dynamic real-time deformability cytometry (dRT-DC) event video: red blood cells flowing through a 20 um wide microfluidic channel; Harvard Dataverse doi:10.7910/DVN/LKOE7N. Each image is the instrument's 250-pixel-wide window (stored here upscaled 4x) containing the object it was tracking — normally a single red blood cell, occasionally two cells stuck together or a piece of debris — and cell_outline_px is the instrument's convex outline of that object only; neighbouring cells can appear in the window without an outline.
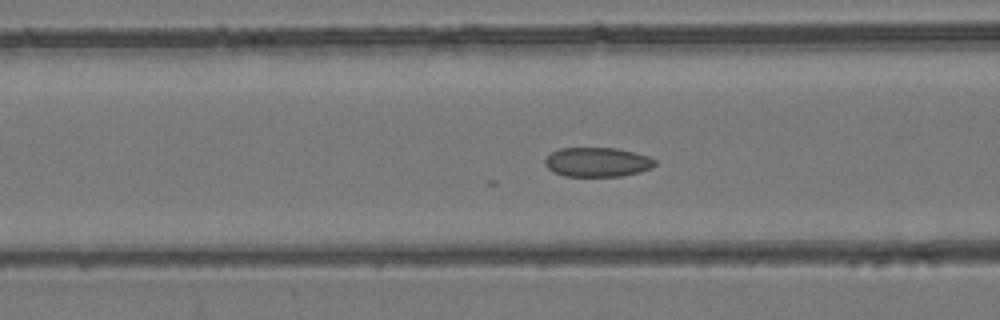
{"species": "common noctule bat (a hibernating species)", "species_latin": "Nyctalus noctula", "temperature_condition": "room temperature", "stored_images_in_passage": 53, "camera_frame_rate_fps": 3000, "um_per_image_px": 0.085, "animal": {"sex": "female", "body_mass_g": 24.6, "forearm_length_mm": 56.2}, "frame": {"image": 1, "passage_image": 21, "time_ms": 6.667, "image_size_px": [1000, 320], "cell_outline_px": [[656, 164], [652, 168], [640, 172], [620, 176], [564, 176], [552, 172], [544, 164], [544, 160], [552, 152], [560, 148], [616, 148], [648, 156], [656, 160]], "centroid_in_image_um": [50.76, 13.78], "position_along_channel_um": 115.8, "area_um2": 18.84}}
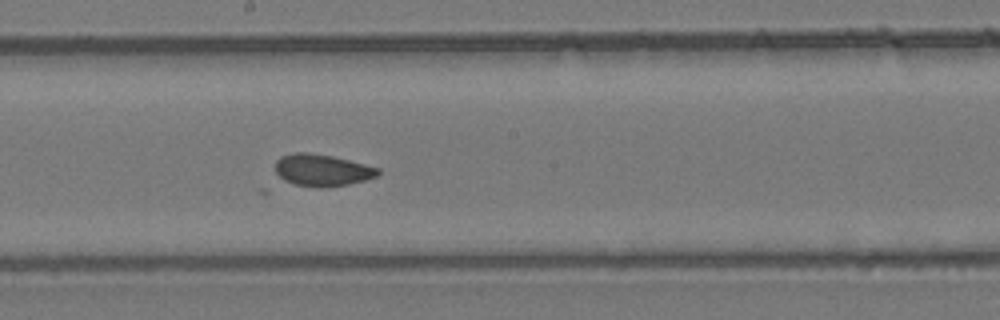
{"frame": {"image": 2, "passage_image": 29, "time_ms": 9.333, "image_size_px": [1000, 320], "cell_outline_px": [[380, 172], [376, 176], [364, 180], [348, 184], [320, 188], [316, 188], [296, 184], [284, 180], [276, 172], [276, 160], [280, 156], [292, 152], [308, 152], [332, 156], [380, 168]], "centroid_in_image_um": [27.36, 14.45], "position_along_channel_um": 220.8, "area_um2": 19.02}}
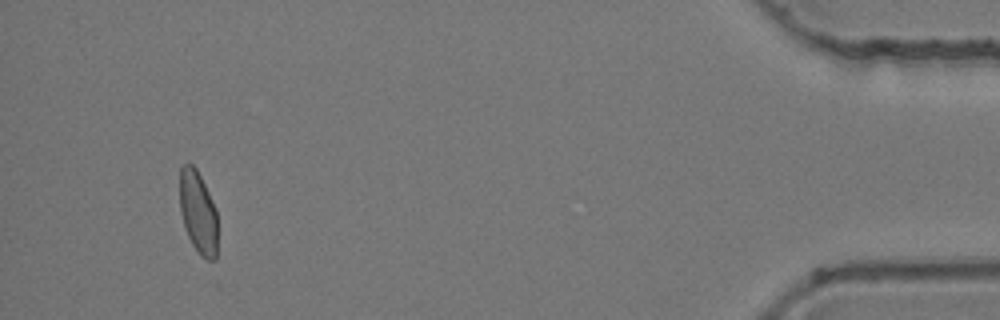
{"frame": {"image": 3, "passage_image": 50, "time_ms": 16.333, "image_size_px": [1000, 320], "cell_outline_px": [[216, 260], [208, 260], [200, 256], [192, 244], [188, 236], [184, 224], [180, 208], [180, 168], [184, 164], [192, 164], [196, 168], [216, 208]], "centroid_in_image_um": [16.83, 18.06], "position_along_channel_um": 418.4, "area_um2": 17.98}}